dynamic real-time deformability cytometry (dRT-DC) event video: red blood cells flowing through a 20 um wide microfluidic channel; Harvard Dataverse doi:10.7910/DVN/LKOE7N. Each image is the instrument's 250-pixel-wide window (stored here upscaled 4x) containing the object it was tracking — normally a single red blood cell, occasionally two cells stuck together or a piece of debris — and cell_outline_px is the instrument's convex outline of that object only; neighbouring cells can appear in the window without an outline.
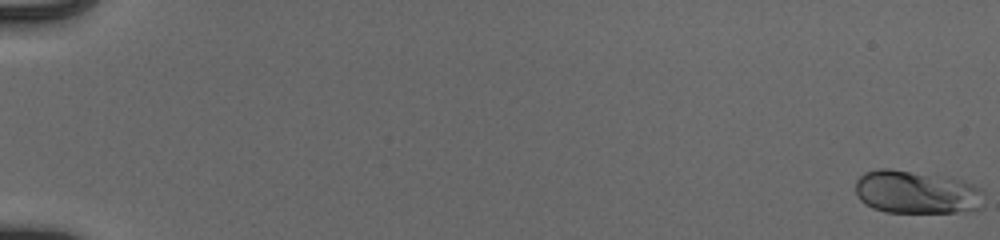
{"species": "human", "species_latin": "Homo sapiens", "temperature_condition": "cold", "stored_images_in_passage": 55, "camera_frame_rate_fps": 3000, "um_per_image_px": 0.085, "donor": {"sex": "male"}, "frame": {"image": 1, "passage_image": 1, "time_ms": 0.0, "image_size_px": [1000, 240], "cell_outline_px": [[984, 208], [956, 212], [884, 212], [872, 208], [864, 204], [860, 200], [856, 192], [856, 180], [864, 172], [880, 168], [888, 168], [948, 176], [964, 180], [980, 188], [984, 192]], "centroid_in_image_um": [77.93, 16.33], "position_along_channel_um": 7.1, "area_um2": 32.95}}
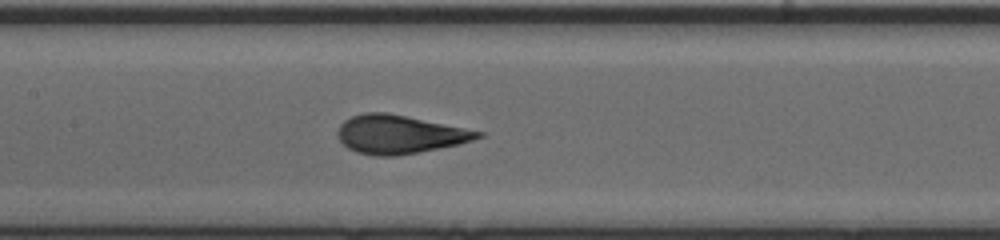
{"frame": {"image": 2, "passage_image": 29, "time_ms": 9.333, "image_size_px": [1000, 240], "cell_outline_px": [[484, 136], [472, 140], [456, 144], [396, 156], [372, 156], [356, 152], [348, 148], [336, 136], [336, 132], [340, 124], [344, 120], [352, 116], [364, 112], [384, 112], [484, 132]], "centroid_in_image_um": [33.87, 11.42], "position_along_channel_um": 173.5, "area_um2": 30.98}}
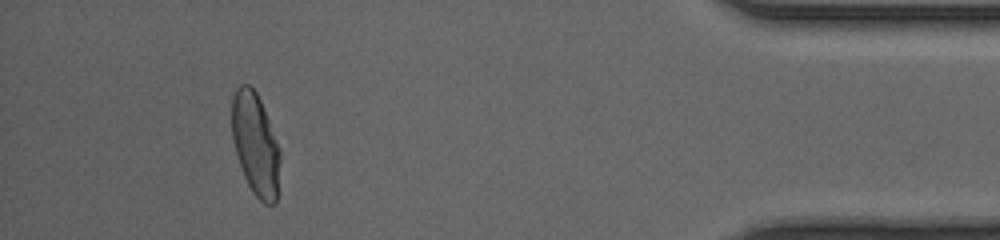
{"frame": {"image": 3, "passage_image": 51, "time_ms": 16.667, "image_size_px": [1000, 240], "cell_outline_px": [[280, 160], [276, 204], [264, 204], [252, 192], [244, 176], [232, 140], [232, 96], [236, 88], [240, 84], [248, 84], [256, 92], [260, 100], [276, 140], [280, 152]], "centroid_in_image_um": [21.7, 12.27], "position_along_channel_um": 413.5, "area_um2": 28.5}, "authors_computed_cell_mechanics": {"area_um2": 30.8652, "velocity_mm_per_s": 3.9432, "shape_relaxation_time_tau1_ms": 4.8532, "shape_relaxation_time_tau2_ms": null, "deformation_change_tau1": 0.2275, "deformation_change_tau2": null}}